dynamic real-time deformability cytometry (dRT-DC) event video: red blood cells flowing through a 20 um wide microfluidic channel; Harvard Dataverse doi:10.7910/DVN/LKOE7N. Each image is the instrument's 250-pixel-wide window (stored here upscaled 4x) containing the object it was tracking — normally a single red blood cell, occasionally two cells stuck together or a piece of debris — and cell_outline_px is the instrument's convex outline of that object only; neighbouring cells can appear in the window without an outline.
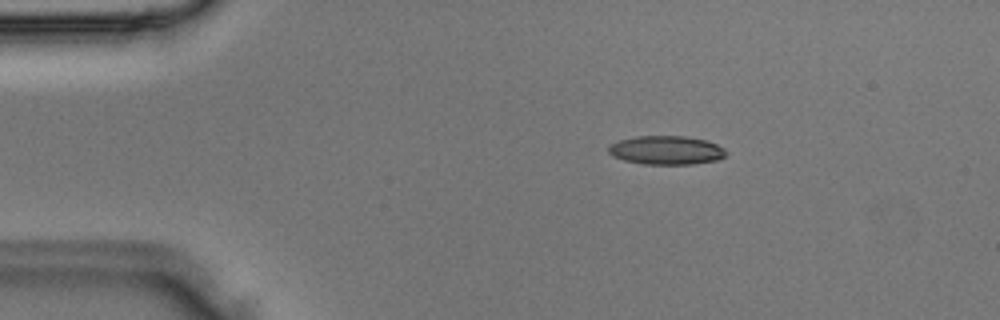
{"species": "Egyptian fruit bat (a non-hibernating species)", "species_latin": "Rousettus aegyptiacus", "temperature_condition": "room temperature", "stored_images_in_passage": 3, "camera_frame_rate_fps": 3000, "um_per_image_px": 0.085, "animal": {"sex": "male"}, "frame": {"image": 1, "passage_image": 2, "time_ms": 0.333, "image_size_px": [1000, 320], "cell_outline_px": [[728, 152], [724, 156], [716, 160], [692, 164], [644, 164], [624, 160], [612, 156], [608, 152], [608, 144], [620, 140], [636, 136], [684, 136], [704, 140], [716, 144], [724, 148]], "centroid_in_image_um": [56.6, 12.76], "position_along_channel_um": 28.4, "area_um2": 19.65}}